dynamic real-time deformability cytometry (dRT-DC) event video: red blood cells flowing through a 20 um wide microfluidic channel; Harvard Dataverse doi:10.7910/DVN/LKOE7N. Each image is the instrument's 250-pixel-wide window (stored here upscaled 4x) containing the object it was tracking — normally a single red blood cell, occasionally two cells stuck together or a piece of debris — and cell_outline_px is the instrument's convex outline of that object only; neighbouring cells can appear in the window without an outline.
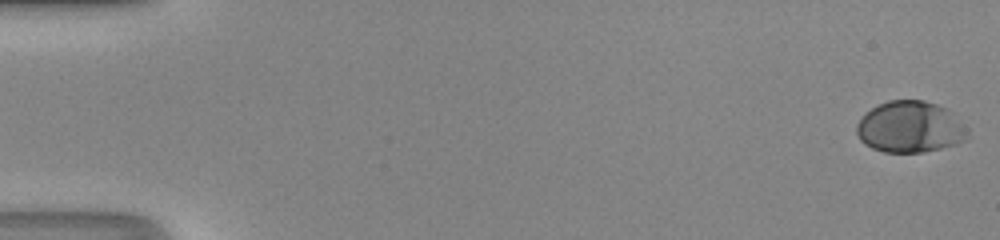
{"species": "human", "species_latin": "Homo sapiens", "temperature_condition": "room temperature", "stored_images_in_passage": 49, "camera_frame_rate_fps": 3000, "um_per_image_px": 0.085, "donor": {"sex": "male"}, "frame": {"image": 1, "passage_image": 1, "time_ms": 0.0, "image_size_px": [1000, 240], "cell_outline_px": [[968, 136], [964, 140], [956, 144], [924, 152], [884, 152], [872, 148], [864, 144], [860, 140], [856, 132], [856, 124], [872, 108], [888, 100], [924, 100], [936, 104], [944, 108], [948, 112]], "centroid_in_image_um": [77.26, 10.81], "position_along_channel_um": 7.7, "area_um2": 32.31}}
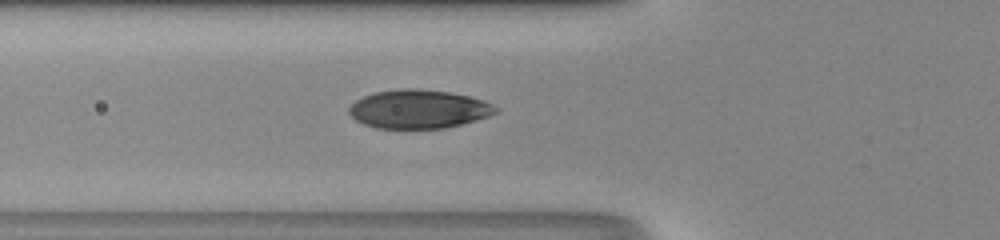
{"frame": {"image": 2, "passage_image": 20, "time_ms": 6.333, "image_size_px": [1000, 240], "cell_outline_px": [[500, 112], [476, 120], [444, 128], [376, 128], [364, 124], [356, 120], [348, 112], [348, 108], [356, 100], [372, 92], [400, 88], [416, 88], [448, 92], [468, 96], [484, 100], [500, 108]], "centroid_in_image_um": [35.59, 9.26], "position_along_channel_um": 90.2, "area_um2": 33.12}}
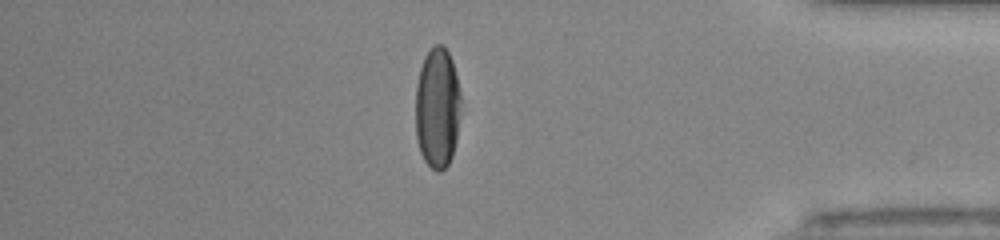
{"frame": {"image": 3, "passage_image": 44, "time_ms": 14.333, "image_size_px": [1000, 240], "cell_outline_px": [[460, 108], [456, 140], [452, 156], [448, 164], [440, 172], [436, 172], [424, 160], [420, 152], [416, 136], [416, 84], [420, 68], [424, 56], [432, 44], [440, 44], [448, 52], [452, 60], [460, 92]], "centroid_in_image_um": [37.16, 9.16], "position_along_channel_um": 398.0, "area_um2": 32.02}}